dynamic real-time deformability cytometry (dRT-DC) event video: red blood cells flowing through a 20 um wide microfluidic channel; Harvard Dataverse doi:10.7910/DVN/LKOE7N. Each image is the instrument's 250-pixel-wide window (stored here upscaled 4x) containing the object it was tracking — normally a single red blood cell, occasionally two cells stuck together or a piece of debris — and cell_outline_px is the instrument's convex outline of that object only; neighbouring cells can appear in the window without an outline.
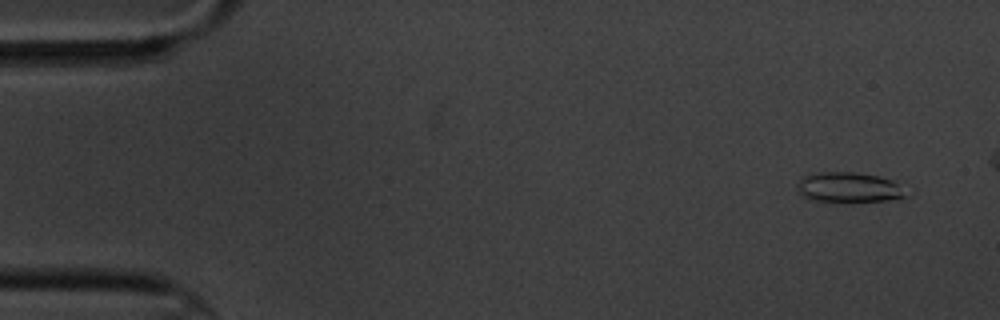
{"species": "common noctule bat (a hibernating species)", "species_latin": "Nyctalus noctula", "temperature_condition": "cold", "stored_images_in_passage": 7, "camera_frame_rate_fps": 3000, "um_per_image_px": 0.085, "animal": {"sex": "male", "body_mass_g": 20.1, "forearm_length_mm": 53.5}, "frame": {"image": 1, "passage_image": 1, "time_ms": 0.0, "image_size_px": [1000, 320], "cell_outline_px": [[908, 196], [888, 200], [812, 200], [800, 196], [796, 192], [796, 184], [800, 176], [812, 172], [856, 172], [880, 176], [892, 180]], "centroid_in_image_um": [72.01, 15.88], "position_along_channel_um": 13.0, "area_um2": 18.9}}
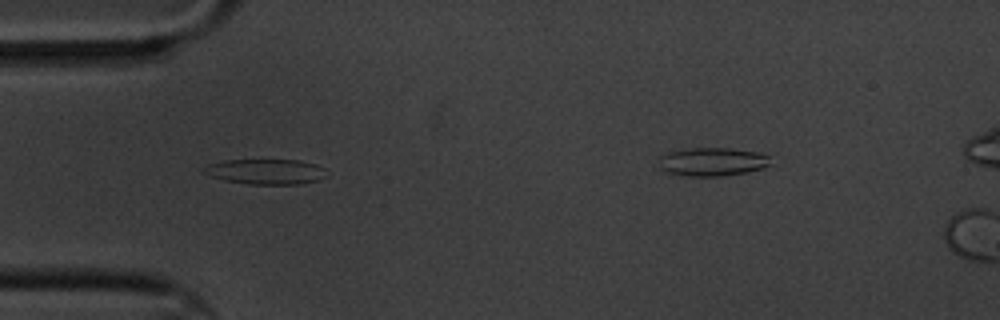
{"frame": {"image": 2, "passage_image": 5, "time_ms": 4.667, "image_size_px": [1000, 320], "cell_outline_px": [[328, 176], [320, 180], [300, 184], [248, 184], [224, 180], [200, 172], [208, 164], [224, 160], [300, 160], [316, 164], [324, 168]], "centroid_in_image_um": [22.62, 14.59], "position_along_channel_um": 62.4, "area_um2": 18.21}}
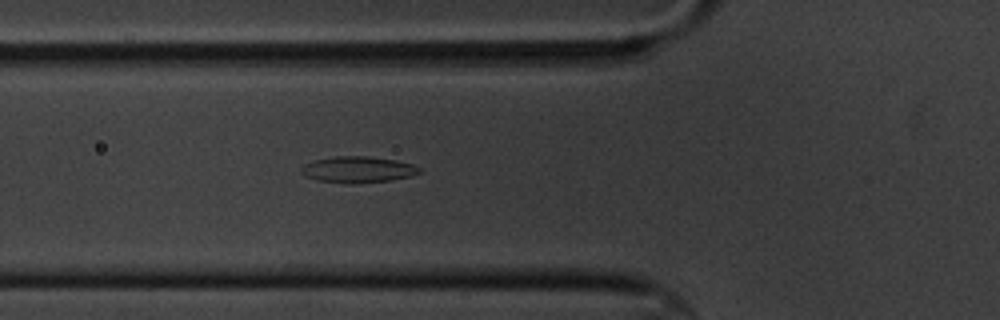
{"frame": {"image": 3, "passage_image": 6, "time_ms": 5.667, "image_size_px": [1000, 320], "cell_outline_px": [[420, 172], [412, 176], [392, 180], [352, 184], [348, 184], [316, 180], [304, 176], [300, 172], [300, 168], [304, 164], [312, 160], [336, 156], [368, 156], [396, 160], [412, 164], [420, 168]], "centroid_in_image_um": [30.38, 14.42], "position_along_channel_um": 95.4, "area_um2": 18.32}}